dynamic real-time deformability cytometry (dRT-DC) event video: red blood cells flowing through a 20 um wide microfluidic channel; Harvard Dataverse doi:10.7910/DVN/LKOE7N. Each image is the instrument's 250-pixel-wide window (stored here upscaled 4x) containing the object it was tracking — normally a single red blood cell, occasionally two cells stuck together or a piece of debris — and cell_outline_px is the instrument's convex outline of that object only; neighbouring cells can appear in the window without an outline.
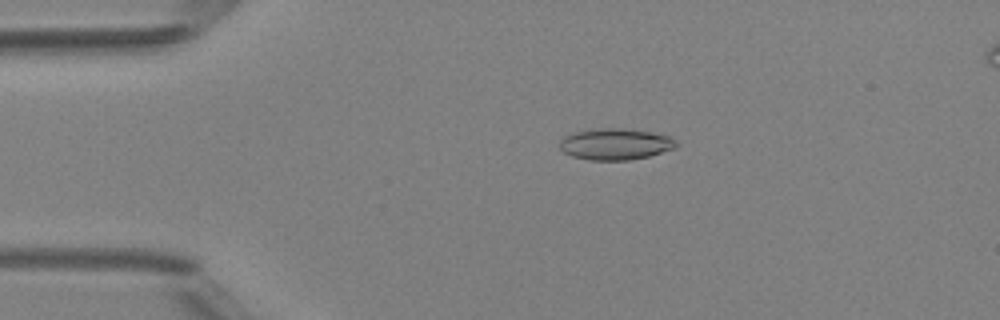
{"species": "Egyptian fruit bat (a non-hibernating species)", "species_latin": "Rousettus aegyptiacus", "temperature_condition": "room temperature", "stored_images_in_passage": 43, "camera_frame_rate_fps": 3000, "um_per_image_px": 0.085, "animal": {"sex": "female"}, "frame": {"image": 1, "passage_image": 4, "time_ms": 1.0, "image_size_px": [1000, 320], "cell_outline_px": [[676, 148], [648, 156], [628, 160], [588, 160], [572, 156], [564, 152], [560, 148], [560, 140], [564, 136], [588, 128], [624, 128], [648, 132], [668, 136], [676, 144]], "centroid_in_image_um": [52.24, 12.25], "position_along_channel_um": 32.8, "area_um2": 21.15}}
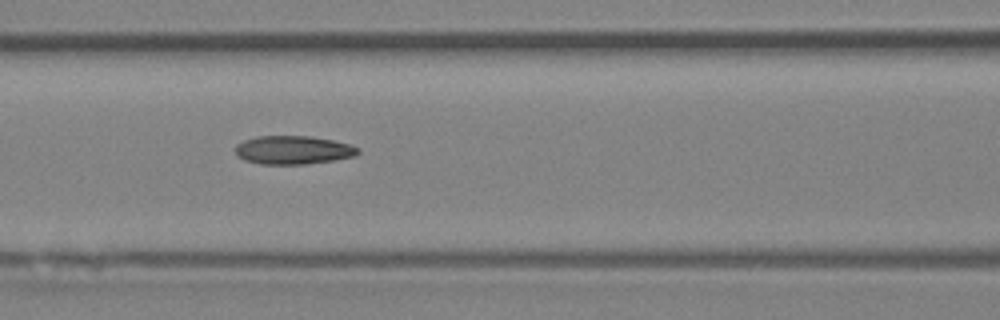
{"frame": {"image": 2, "passage_image": 15, "time_ms": 4.667, "image_size_px": [1000, 320], "cell_outline_px": [[360, 152], [356, 156], [336, 160], [304, 164], [260, 164], [244, 160], [236, 156], [236, 144], [244, 140], [256, 136], [312, 136], [332, 140], [348, 144], [360, 148]], "centroid_in_image_um": [24.92, 12.75], "position_along_channel_um": 141.7, "area_um2": 20.52}}
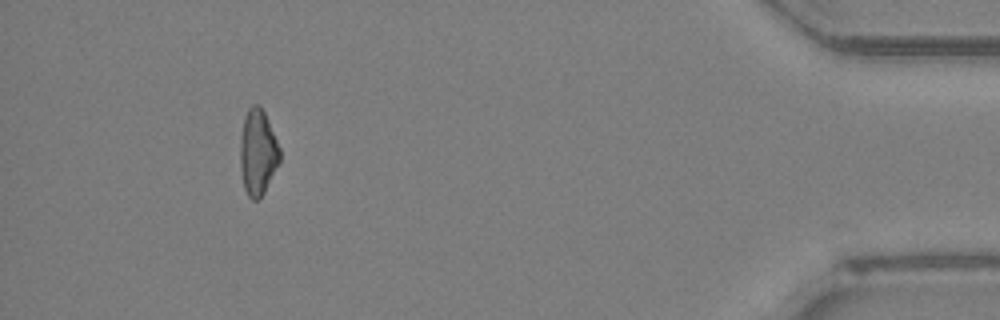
{"frame": {"image": 3, "passage_image": 39, "time_ms": 12.667, "image_size_px": [1000, 320], "cell_outline_px": [[280, 160], [264, 192], [256, 200], [252, 200], [248, 196], [244, 188], [240, 168], [240, 136], [244, 116], [248, 108], [252, 104], [260, 104], [264, 112], [280, 148]], "centroid_in_image_um": [21.89, 12.91], "position_along_channel_um": 413.3, "area_um2": 19.77}, "authors_computed_cell_mechanics": {"area_um2": 20.1722, "velocity_mm_per_s": 4.2035, "shape_relaxation_time_tau1_ms": null, "shape_relaxation_time_tau2_ms": 4.0861, "deformation_change_tau1": null, "deformation_change_tau2": 0.1117}}